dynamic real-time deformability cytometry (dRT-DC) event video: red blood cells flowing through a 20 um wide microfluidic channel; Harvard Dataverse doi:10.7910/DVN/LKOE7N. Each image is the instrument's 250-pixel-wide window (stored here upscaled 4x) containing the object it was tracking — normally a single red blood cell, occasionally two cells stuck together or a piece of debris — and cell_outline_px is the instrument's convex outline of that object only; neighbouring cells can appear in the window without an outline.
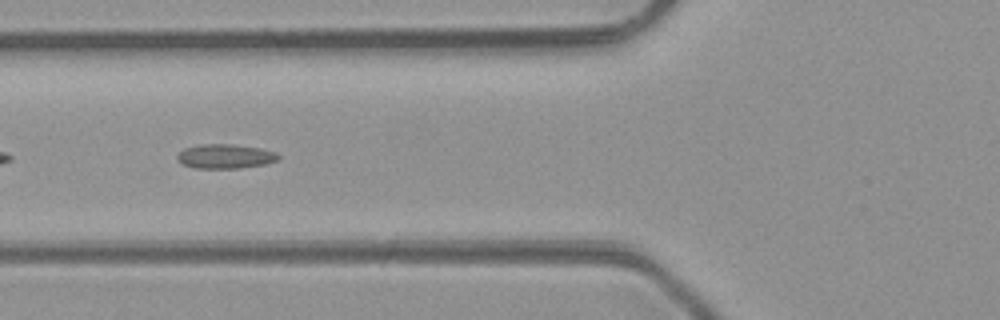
{"species": "common noctule bat (a hibernating species)", "species_latin": "Nyctalus noctula", "temperature_condition": "room temperature", "stored_images_in_passage": 35, "camera_frame_rate_fps": 3000, "um_per_image_px": 0.085, "animal": {"sex": "male", "body_mass_g": 23.1, "forearm_length_mm": 52.7}, "frame": {"image": 1, "passage_image": 5, "time_ms": 1.333, "image_size_px": [1000, 320], "cell_outline_px": [[280, 160], [264, 164], [240, 168], [196, 168], [184, 164], [176, 160], [176, 156], [184, 148], [200, 144], [232, 144], [260, 148], [276, 152], [280, 156]], "centroid_in_image_um": [19.16, 13.28], "position_along_channel_um": 106.6, "area_um2": 14.39}}
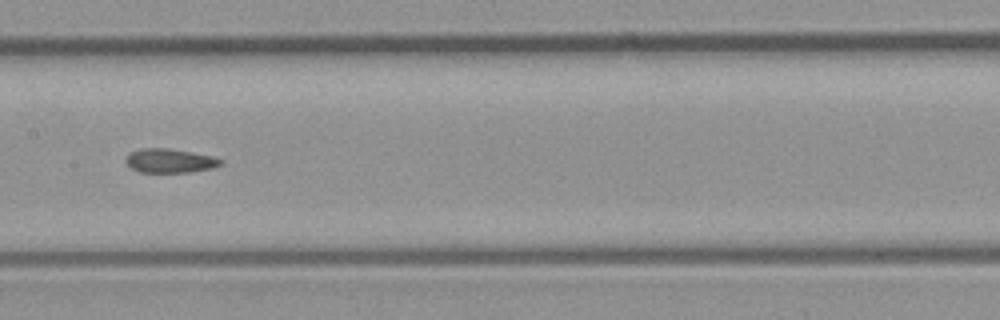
{"frame": {"image": 2, "passage_image": 11, "time_ms": 3.333, "image_size_px": [1000, 320], "cell_outline_px": [[224, 164], [212, 168], [192, 172], [140, 172], [132, 168], [124, 160], [132, 152], [140, 148], [168, 148], [212, 156], [224, 160]], "centroid_in_image_um": [14.48, 13.67], "position_along_channel_um": 192.9, "area_um2": 13.24}}
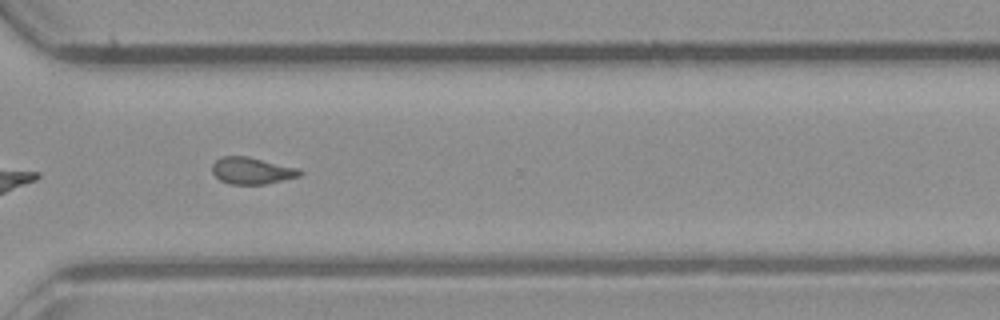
{"frame": {"image": 3, "passage_image": 22, "time_ms": 7.0, "image_size_px": [1000, 320], "cell_outline_px": [[304, 172], [300, 176], [264, 184], [232, 184], [220, 180], [212, 172], [212, 164], [216, 160], [224, 156], [248, 156], [300, 168]], "centroid_in_image_um": [21.44, 14.5], "position_along_channel_um": 349.2, "area_um2": 13.7}, "authors_computed_cell_mechanics": {"area_um2": 13.6986, "velocity_mm_per_s": 4.2738, "shape_relaxation_time_tau1_ms": null, "shape_relaxation_time_tau2_ms": 2.9054, "deformation_change_tau1": null, "deformation_change_tau2": 0.1}}